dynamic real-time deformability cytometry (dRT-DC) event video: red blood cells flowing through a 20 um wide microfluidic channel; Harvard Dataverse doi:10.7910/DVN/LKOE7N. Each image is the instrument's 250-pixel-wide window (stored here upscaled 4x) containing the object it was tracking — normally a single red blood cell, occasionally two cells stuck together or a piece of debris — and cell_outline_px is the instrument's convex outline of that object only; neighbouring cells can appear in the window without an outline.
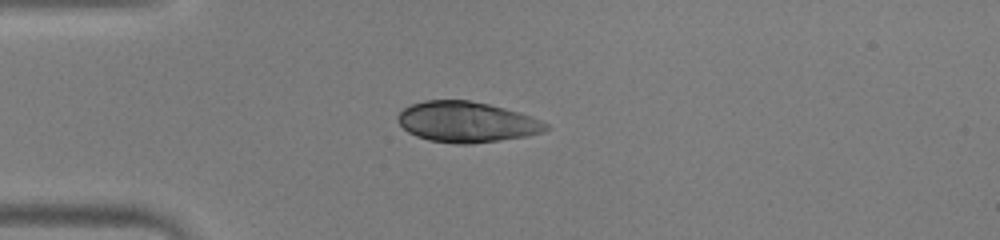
{"species": "human", "species_latin": "Homo sapiens", "temperature_condition": "warm", "stored_images_in_passage": 46, "camera_frame_rate_fps": 3000, "um_per_image_px": 0.085, "donor": {"sex": "male"}, "frame": {"image": 1, "passage_image": 12, "time_ms": 3.667, "image_size_px": [1000, 240], "cell_outline_px": [[548, 128], [544, 132], [524, 136], [472, 144], [456, 144], [428, 140], [416, 136], [408, 132], [396, 120], [396, 116], [404, 108], [412, 104], [424, 100], [468, 100], [488, 104], [520, 112], [540, 120], [548, 124]], "centroid_in_image_um": [39.64, 10.37], "position_along_channel_um": 45.4, "area_um2": 34.97}}
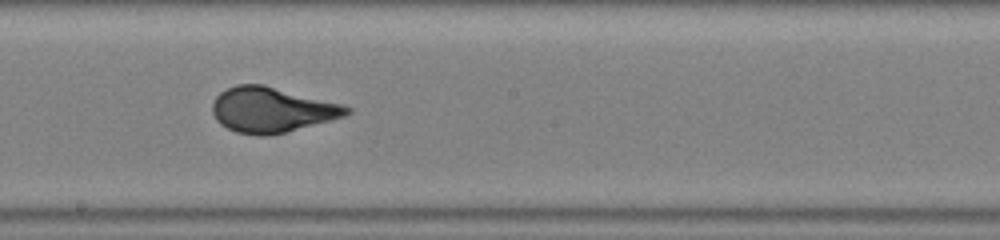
{"frame": {"image": 2, "passage_image": 26, "time_ms": 8.333, "image_size_px": [1000, 240], "cell_outline_px": [[352, 112], [344, 116], [284, 132], [264, 136], [256, 136], [236, 132], [220, 124], [216, 120], [212, 112], [212, 104], [216, 96], [220, 92], [236, 84], [264, 84], [344, 104], [352, 108]], "centroid_in_image_um": [23.09, 9.32], "position_along_channel_um": 225.1, "area_um2": 35.37}}
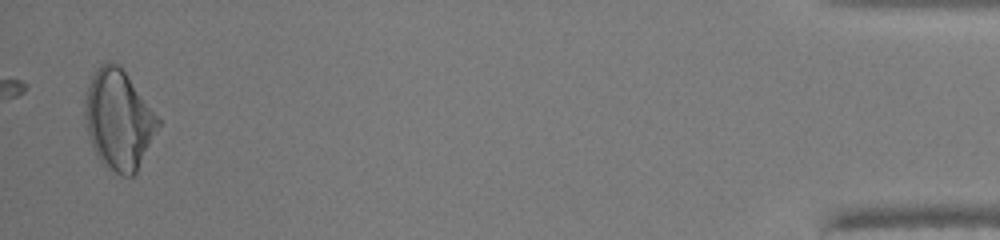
{"frame": {"image": 3, "passage_image": 46, "time_ms": 15.0, "image_size_px": [1000, 240], "cell_outline_px": [[160, 124], [136, 172], [132, 176], [124, 176], [116, 172], [100, 160], [96, 156], [88, 136], [84, 116], [84, 100], [88, 84], [96, 68], [104, 60], [112, 60], [124, 72], [160, 120]], "centroid_in_image_um": [10.04, 10.15], "position_along_channel_um": 425.2, "area_um2": 41.85}, "authors_computed_cell_mechanics": {"area_um2": 34.68, "velocity_mm_per_s": 4.3057, "shape_relaxation_time_tau1_ms": 3.7411, "shape_relaxation_time_tau2_ms": null, "deformation_change_tau1": 0.2078, "deformation_change_tau2": null}}